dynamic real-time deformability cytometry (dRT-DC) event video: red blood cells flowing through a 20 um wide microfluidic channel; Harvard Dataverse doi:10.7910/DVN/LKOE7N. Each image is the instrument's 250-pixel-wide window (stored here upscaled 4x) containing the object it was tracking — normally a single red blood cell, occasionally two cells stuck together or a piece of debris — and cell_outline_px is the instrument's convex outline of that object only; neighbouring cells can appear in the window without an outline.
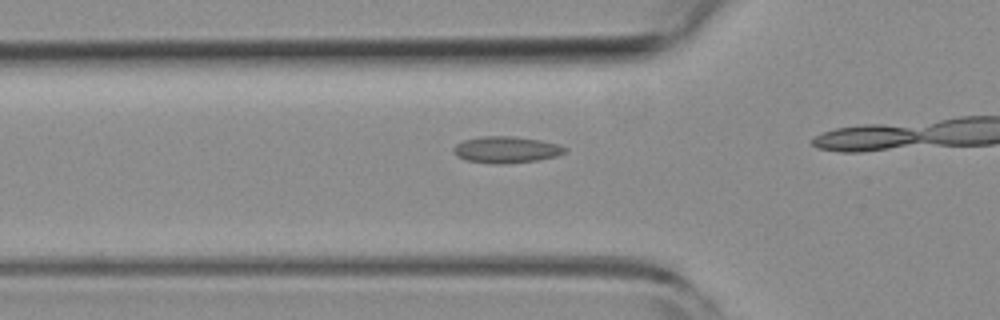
{"species": "common noctule bat (a hibernating species)", "species_latin": "Nyctalus noctula", "temperature_condition": "room temperature", "stored_images_in_passage": 15, "camera_frame_rate_fps": 3000, "um_per_image_px": 0.085, "animal": {"sex": "female", "body_mass_g": 19.3, "forearm_length_mm": 54.1}, "frame": {"image": 1, "passage_image": 13, "time_ms": 4.0, "image_size_px": [1000, 320], "cell_outline_px": [[568, 152], [556, 156], [536, 160], [504, 164], [492, 164], [464, 160], [456, 156], [452, 152], [452, 148], [456, 144], [464, 140], [480, 136], [512, 136], [540, 140], [560, 144], [568, 148]], "centroid_in_image_um": [43.02, 12.72], "position_along_channel_um": 82.8, "area_um2": 17.51}}